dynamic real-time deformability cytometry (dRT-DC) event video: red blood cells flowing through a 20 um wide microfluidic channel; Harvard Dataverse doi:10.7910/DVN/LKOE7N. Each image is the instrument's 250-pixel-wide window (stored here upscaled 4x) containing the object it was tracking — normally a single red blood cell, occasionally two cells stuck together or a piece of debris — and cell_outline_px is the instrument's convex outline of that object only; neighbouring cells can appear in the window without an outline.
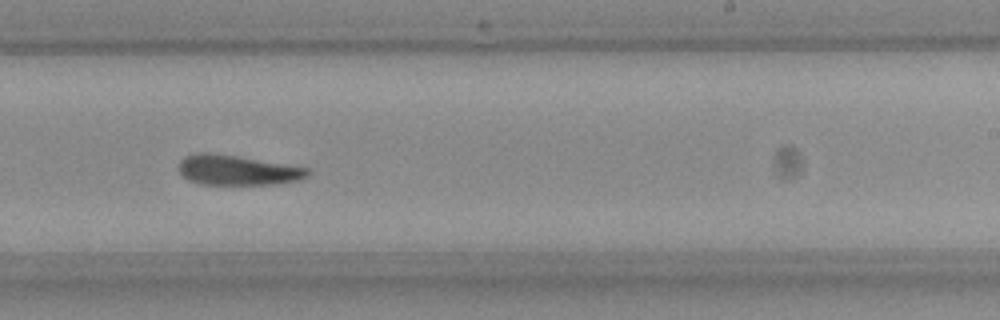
{"species": "Egyptian fruit bat (a non-hibernating species)", "species_latin": "Rousettus aegyptiacus", "temperature_condition": "room temperature", "stored_images_in_passage": 37, "camera_frame_rate_fps": 3000, "um_per_image_px": 0.085, "frame": {"image": 1, "passage_image": 16, "time_ms": 5.0, "image_size_px": [1000, 320], "cell_outline_px": [[312, 172], [308, 176], [300, 180], [276, 184], [200, 184], [188, 180], [180, 172], [180, 160], [184, 156], [196, 152], [208, 152], [236, 156], [308, 168]], "centroid_in_image_um": [20.18, 14.46], "position_along_channel_um": 268.8, "area_um2": 22.43}}